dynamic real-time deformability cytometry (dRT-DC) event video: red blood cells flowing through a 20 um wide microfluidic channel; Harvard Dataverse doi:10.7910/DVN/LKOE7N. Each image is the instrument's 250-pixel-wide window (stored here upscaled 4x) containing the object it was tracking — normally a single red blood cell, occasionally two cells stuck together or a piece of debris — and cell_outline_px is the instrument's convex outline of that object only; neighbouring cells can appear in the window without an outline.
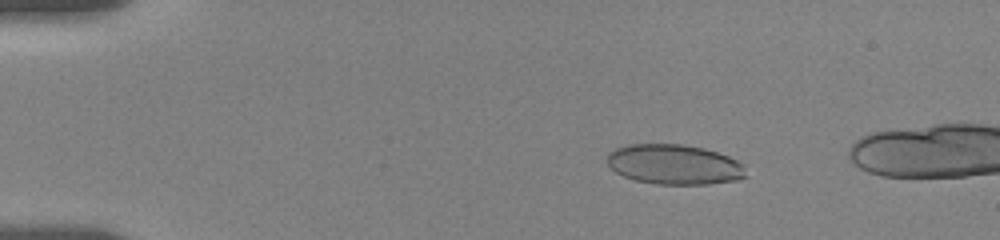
{"species": "human", "species_latin": "Homo sapiens", "temperature_condition": "room temperature", "stored_images_in_passage": 11, "camera_frame_rate_fps": 3000, "um_per_image_px": 0.085, "donor": {"sex": "female"}, "frame": {"image": 1, "passage_image": 5, "time_ms": 2.0, "image_size_px": [1000, 240], "cell_outline_px": [[748, 176], [736, 180], [708, 184], [656, 184], [636, 180], [624, 176], [616, 172], [604, 160], [608, 152], [616, 148], [628, 144], [680, 144], [704, 148], [728, 156], [744, 164]], "centroid_in_image_um": [57.31, 13.97], "position_along_channel_um": 27.7, "area_um2": 32.54}}